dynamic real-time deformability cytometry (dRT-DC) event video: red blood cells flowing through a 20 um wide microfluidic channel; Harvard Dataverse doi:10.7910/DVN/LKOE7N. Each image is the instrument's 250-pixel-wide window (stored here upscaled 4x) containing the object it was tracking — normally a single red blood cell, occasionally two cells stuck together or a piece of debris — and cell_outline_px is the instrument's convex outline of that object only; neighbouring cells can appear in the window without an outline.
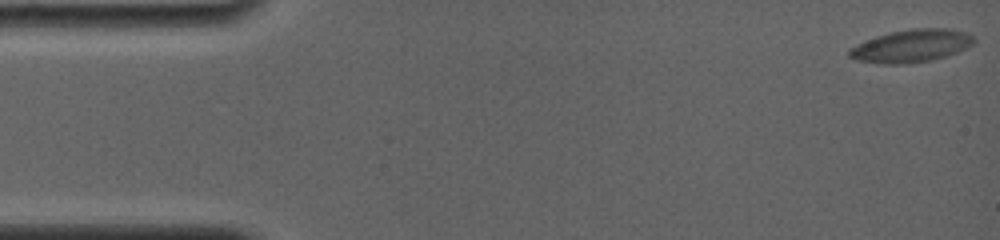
{"species": "common noctule bat (a hibernating species)", "species_latin": "Nyctalus noctula", "temperature_condition": "room temperature", "stored_images_in_passage": 71, "camera_frame_rate_fps": 4000, "um_per_image_px": 0.085, "animal": {"sex": "female", "body_mass_g": 19.0, "forearm_length_mm": 56.7}, "frame": {"image": 1, "passage_image": 1, "time_ms": 0.0, "image_size_px": [1000, 240], "cell_outline_px": [[976, 40], [972, 44], [956, 52], [932, 60], [904, 64], [884, 64], [860, 60], [848, 56], [848, 48], [864, 40], [888, 32], [912, 28], [948, 28], [968, 32]], "centroid_in_image_um": [77.44, 3.88], "position_along_channel_um": 7.6, "area_um2": 23.81}}
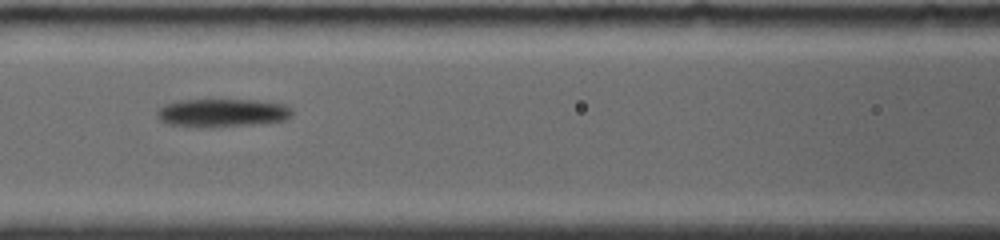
{"frame": {"image": 2, "passage_image": 31, "time_ms": 7.5, "image_size_px": [1000, 240], "cell_outline_px": [[292, 116], [288, 120], [256, 124], [212, 128], [196, 128], [164, 124], [156, 116], [156, 112], [164, 104], [180, 100], [256, 100], [284, 104], [292, 108]], "centroid_in_image_um": [18.87, 9.62], "position_along_channel_um": 147.7, "area_um2": 22.83}}
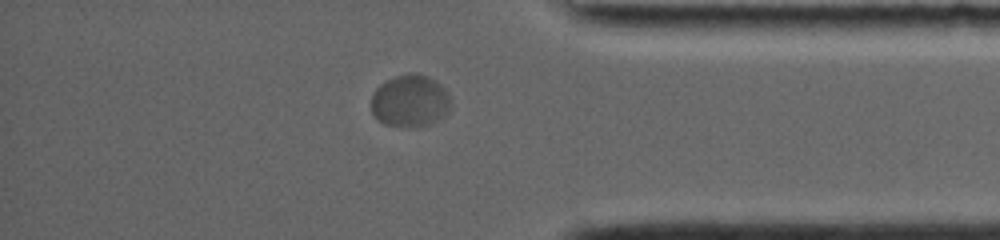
{"frame": {"image": 3, "passage_image": 60, "time_ms": 14.75, "image_size_px": [1000, 240], "cell_outline_px": [[452, 104], [440, 116], [424, 124], [408, 128], [388, 124], [380, 120], [372, 112], [372, 96], [376, 88], [380, 84], [396, 76], [408, 72], [412, 72], [428, 76], [436, 80], [448, 92], [452, 100]], "centroid_in_image_um": [34.85, 8.53], "position_along_channel_um": 400.3, "area_um2": 23.76}, "authors_computed_cell_mechanics": {"area_um2": 22.9466, "velocity_mm_per_s": 3.5611, "shape_relaxation_time_tau1_ms": 4.9755, "shape_relaxation_time_tau2_ms": null, "deformation_change_tau1": 0.1535, "deformation_change_tau2": null}}